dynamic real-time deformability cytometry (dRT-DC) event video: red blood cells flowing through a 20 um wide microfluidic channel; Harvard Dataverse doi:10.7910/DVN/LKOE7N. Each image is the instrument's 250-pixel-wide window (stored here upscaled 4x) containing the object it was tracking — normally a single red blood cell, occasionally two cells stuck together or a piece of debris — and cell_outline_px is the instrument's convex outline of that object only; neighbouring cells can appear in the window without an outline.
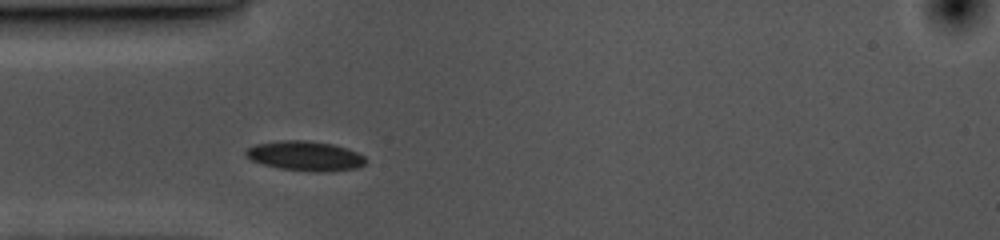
{"species": "common noctule bat (a hibernating species)", "species_latin": "Nyctalus noctula", "temperature_condition": "cold", "stored_images_in_passage": 30, "camera_frame_rate_fps": 3000, "um_per_image_px": 0.085, "animal": {"sex": "female", "body_mass_g": 10.0, "forearm_length_mm": 53.1}, "frame": {"image": 1, "passage_image": 1, "time_ms": 0.0, "image_size_px": [1000, 240], "cell_outline_px": [[368, 160], [364, 164], [356, 168], [316, 172], [280, 168], [264, 164], [252, 160], [244, 156], [244, 152], [248, 148], [256, 144], [280, 140], [304, 140], [332, 144], [348, 148], [364, 156]], "centroid_in_image_um": [25.93, 13.24], "position_along_channel_um": 59.1, "area_um2": 20.58}}
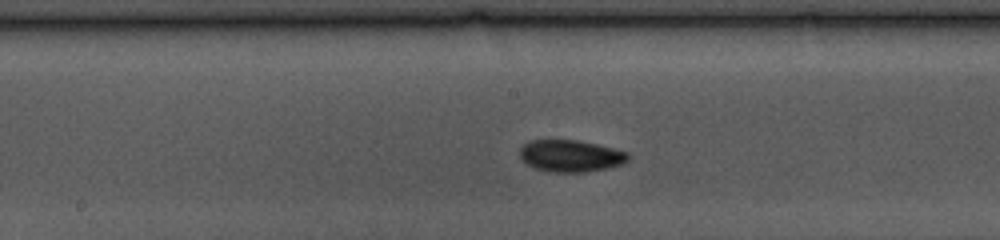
{"frame": {"image": 2, "passage_image": 13, "time_ms": 4.0, "image_size_px": [1000, 240], "cell_outline_px": [[628, 160], [620, 164], [608, 168], [584, 172], [552, 172], [536, 168], [528, 164], [520, 156], [520, 148], [528, 140], [576, 140], [596, 144], [628, 152]], "centroid_in_image_um": [48.49, 13.24], "position_along_channel_um": 199.7, "area_um2": 19.88}}
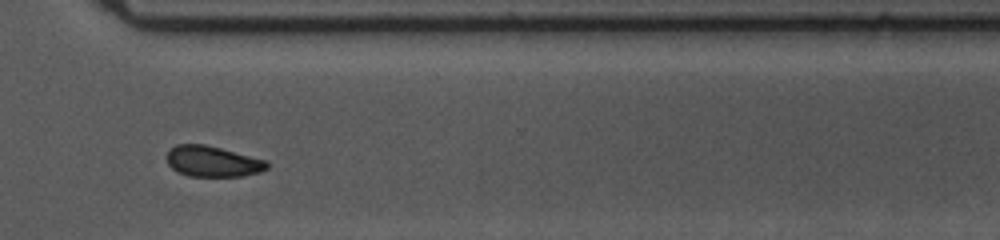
{"frame": {"image": 3, "passage_image": 26, "time_ms": 8.333, "image_size_px": [1000, 240], "cell_outline_px": [[268, 168], [260, 172], [244, 176], [188, 176], [172, 168], [168, 164], [168, 152], [176, 144], [204, 144], [268, 160]], "centroid_in_image_um": [18.12, 13.72], "position_along_channel_um": 352.5, "area_um2": 17.86}, "authors_computed_cell_mechanics": {"area_um2": 19.363, "velocity_mm_per_s": 3.5292, "shape_relaxation_time_tau1_ms": 5.0909, "shape_relaxation_time_tau2_ms": 5.4752, "deformation_change_tau1": 0.0961, "deformation_change_tau2": 0.072}}